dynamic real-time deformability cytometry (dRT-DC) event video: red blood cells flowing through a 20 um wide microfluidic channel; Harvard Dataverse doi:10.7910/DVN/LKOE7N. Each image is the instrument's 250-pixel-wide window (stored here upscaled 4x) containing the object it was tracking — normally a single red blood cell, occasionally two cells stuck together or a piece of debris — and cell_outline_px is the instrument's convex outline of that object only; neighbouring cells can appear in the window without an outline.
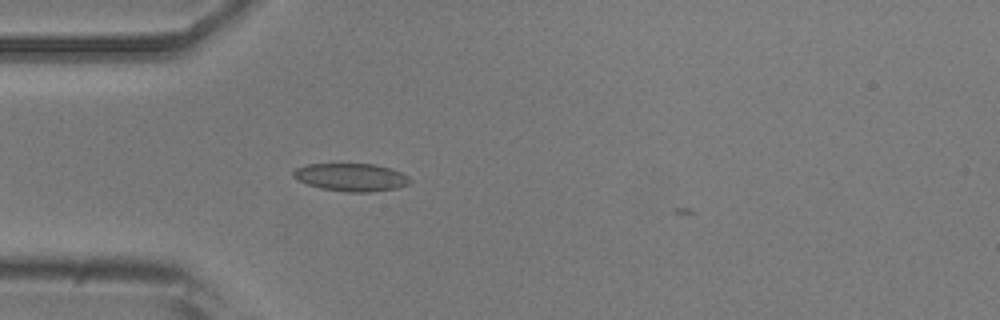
{"species": "common noctule bat (a hibernating species)", "species_latin": "Nyctalus noctula", "temperature_condition": "room temperature", "stored_images_in_passage": 1, "camera_frame_rate_fps": 3000, "um_per_image_px": 0.085, "animal": {"sex": "male", "body_mass_g": 20.5, "forearm_length_mm": 52.5}, "frame": {"image": 1, "passage_image": 1, "time_ms": 0.0, "image_size_px": [1000, 320], "cell_outline_px": [[412, 180], [408, 184], [396, 188], [372, 192], [344, 192], [320, 188], [308, 184], [292, 176], [292, 172], [296, 168], [304, 164], [372, 164], [388, 168], [400, 172], [408, 176]], "centroid_in_image_um": [29.83, 15.07], "position_along_channel_um": 55.2, "area_um2": 18.84}}